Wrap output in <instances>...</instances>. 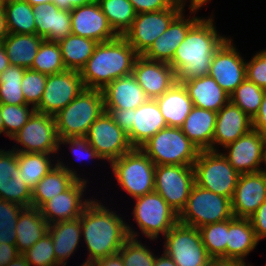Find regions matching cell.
Returning a JSON list of instances; mask_svg holds the SVG:
<instances>
[{"label":"cell","mask_w":266,"mask_h":266,"mask_svg":"<svg viewBox=\"0 0 266 266\" xmlns=\"http://www.w3.org/2000/svg\"><path fill=\"white\" fill-rule=\"evenodd\" d=\"M117 213L95 198L86 206L79 217L82 241L88 251L84 261L94 262L118 253L129 237L139 239L140 232Z\"/></svg>","instance_id":"obj_1"},{"label":"cell","mask_w":266,"mask_h":266,"mask_svg":"<svg viewBox=\"0 0 266 266\" xmlns=\"http://www.w3.org/2000/svg\"><path fill=\"white\" fill-rule=\"evenodd\" d=\"M213 18L214 14L200 17L177 47L169 63L176 74V82L209 75L214 53L228 38L219 34Z\"/></svg>","instance_id":"obj_2"},{"label":"cell","mask_w":266,"mask_h":266,"mask_svg":"<svg viewBox=\"0 0 266 266\" xmlns=\"http://www.w3.org/2000/svg\"><path fill=\"white\" fill-rule=\"evenodd\" d=\"M138 56L123 36L98 43L80 71L85 89L102 90L115 79L132 74Z\"/></svg>","instance_id":"obj_3"},{"label":"cell","mask_w":266,"mask_h":266,"mask_svg":"<svg viewBox=\"0 0 266 266\" xmlns=\"http://www.w3.org/2000/svg\"><path fill=\"white\" fill-rule=\"evenodd\" d=\"M105 111L100 89H84L54 115L59 139L84 137L91 124Z\"/></svg>","instance_id":"obj_4"},{"label":"cell","mask_w":266,"mask_h":266,"mask_svg":"<svg viewBox=\"0 0 266 266\" xmlns=\"http://www.w3.org/2000/svg\"><path fill=\"white\" fill-rule=\"evenodd\" d=\"M109 168L119 188L132 199L154 191L156 165L140 148L114 160Z\"/></svg>","instance_id":"obj_5"},{"label":"cell","mask_w":266,"mask_h":266,"mask_svg":"<svg viewBox=\"0 0 266 266\" xmlns=\"http://www.w3.org/2000/svg\"><path fill=\"white\" fill-rule=\"evenodd\" d=\"M140 149L158 165H194L199 149L180 127H166L146 141Z\"/></svg>","instance_id":"obj_6"},{"label":"cell","mask_w":266,"mask_h":266,"mask_svg":"<svg viewBox=\"0 0 266 266\" xmlns=\"http://www.w3.org/2000/svg\"><path fill=\"white\" fill-rule=\"evenodd\" d=\"M231 199L194 184L178 222L190 227L226 221L233 218Z\"/></svg>","instance_id":"obj_7"},{"label":"cell","mask_w":266,"mask_h":266,"mask_svg":"<svg viewBox=\"0 0 266 266\" xmlns=\"http://www.w3.org/2000/svg\"><path fill=\"white\" fill-rule=\"evenodd\" d=\"M193 167L197 185L232 199L240 174L220 151H199Z\"/></svg>","instance_id":"obj_8"},{"label":"cell","mask_w":266,"mask_h":266,"mask_svg":"<svg viewBox=\"0 0 266 266\" xmlns=\"http://www.w3.org/2000/svg\"><path fill=\"white\" fill-rule=\"evenodd\" d=\"M135 204L131 214L139 231L150 240L163 238L178 223V214L165 199L153 191L134 198Z\"/></svg>","instance_id":"obj_9"},{"label":"cell","mask_w":266,"mask_h":266,"mask_svg":"<svg viewBox=\"0 0 266 266\" xmlns=\"http://www.w3.org/2000/svg\"><path fill=\"white\" fill-rule=\"evenodd\" d=\"M11 140L16 141L11 149L17 153L35 152L54 156L61 150L54 116L36 111Z\"/></svg>","instance_id":"obj_10"},{"label":"cell","mask_w":266,"mask_h":266,"mask_svg":"<svg viewBox=\"0 0 266 266\" xmlns=\"http://www.w3.org/2000/svg\"><path fill=\"white\" fill-rule=\"evenodd\" d=\"M164 238V252L177 266H207L211 257L202 243L199 229L178 222Z\"/></svg>","instance_id":"obj_11"},{"label":"cell","mask_w":266,"mask_h":266,"mask_svg":"<svg viewBox=\"0 0 266 266\" xmlns=\"http://www.w3.org/2000/svg\"><path fill=\"white\" fill-rule=\"evenodd\" d=\"M195 184L193 165H158L154 191L179 215Z\"/></svg>","instance_id":"obj_12"},{"label":"cell","mask_w":266,"mask_h":266,"mask_svg":"<svg viewBox=\"0 0 266 266\" xmlns=\"http://www.w3.org/2000/svg\"><path fill=\"white\" fill-rule=\"evenodd\" d=\"M183 10L182 6L173 4L166 10L138 13L131 27L122 36L142 55Z\"/></svg>","instance_id":"obj_13"},{"label":"cell","mask_w":266,"mask_h":266,"mask_svg":"<svg viewBox=\"0 0 266 266\" xmlns=\"http://www.w3.org/2000/svg\"><path fill=\"white\" fill-rule=\"evenodd\" d=\"M85 137L102 161L106 160L108 163L133 149L128 134L114 122L112 116L106 111L91 124Z\"/></svg>","instance_id":"obj_14"},{"label":"cell","mask_w":266,"mask_h":266,"mask_svg":"<svg viewBox=\"0 0 266 266\" xmlns=\"http://www.w3.org/2000/svg\"><path fill=\"white\" fill-rule=\"evenodd\" d=\"M84 89L79 71L66 70L62 73L48 75L42 99L35 111L54 116Z\"/></svg>","instance_id":"obj_15"},{"label":"cell","mask_w":266,"mask_h":266,"mask_svg":"<svg viewBox=\"0 0 266 266\" xmlns=\"http://www.w3.org/2000/svg\"><path fill=\"white\" fill-rule=\"evenodd\" d=\"M231 37L216 50L209 76L229 95L246 79V60Z\"/></svg>","instance_id":"obj_16"},{"label":"cell","mask_w":266,"mask_h":266,"mask_svg":"<svg viewBox=\"0 0 266 266\" xmlns=\"http://www.w3.org/2000/svg\"><path fill=\"white\" fill-rule=\"evenodd\" d=\"M264 144L265 134L251 129L226 145L221 153L239 174L255 173L262 169Z\"/></svg>","instance_id":"obj_17"},{"label":"cell","mask_w":266,"mask_h":266,"mask_svg":"<svg viewBox=\"0 0 266 266\" xmlns=\"http://www.w3.org/2000/svg\"><path fill=\"white\" fill-rule=\"evenodd\" d=\"M87 182L77 180L69 189L52 197L39 208L48 224L74 220L82 215L86 206L93 200V197L84 198Z\"/></svg>","instance_id":"obj_18"},{"label":"cell","mask_w":266,"mask_h":266,"mask_svg":"<svg viewBox=\"0 0 266 266\" xmlns=\"http://www.w3.org/2000/svg\"><path fill=\"white\" fill-rule=\"evenodd\" d=\"M265 200L266 174L262 171L240 174L231 199L233 216L249 219Z\"/></svg>","instance_id":"obj_19"},{"label":"cell","mask_w":266,"mask_h":266,"mask_svg":"<svg viewBox=\"0 0 266 266\" xmlns=\"http://www.w3.org/2000/svg\"><path fill=\"white\" fill-rule=\"evenodd\" d=\"M71 14L72 34L98 43L111 41L119 35L110 26L97 1L75 7Z\"/></svg>","instance_id":"obj_20"},{"label":"cell","mask_w":266,"mask_h":266,"mask_svg":"<svg viewBox=\"0 0 266 266\" xmlns=\"http://www.w3.org/2000/svg\"><path fill=\"white\" fill-rule=\"evenodd\" d=\"M132 74L149 99H156L176 82V74L169 63L149 60L139 55Z\"/></svg>","instance_id":"obj_21"},{"label":"cell","mask_w":266,"mask_h":266,"mask_svg":"<svg viewBox=\"0 0 266 266\" xmlns=\"http://www.w3.org/2000/svg\"><path fill=\"white\" fill-rule=\"evenodd\" d=\"M184 13L185 10L171 22L164 33L155 39L151 46L142 54L143 57L165 63L172 61L177 47L186 38L190 27L200 18L195 16L196 11H190L191 14L187 17ZM193 14L194 16H191Z\"/></svg>","instance_id":"obj_22"},{"label":"cell","mask_w":266,"mask_h":266,"mask_svg":"<svg viewBox=\"0 0 266 266\" xmlns=\"http://www.w3.org/2000/svg\"><path fill=\"white\" fill-rule=\"evenodd\" d=\"M252 129V119L230 101L217 112L212 151L236 141ZM220 145V146H218Z\"/></svg>","instance_id":"obj_23"},{"label":"cell","mask_w":266,"mask_h":266,"mask_svg":"<svg viewBox=\"0 0 266 266\" xmlns=\"http://www.w3.org/2000/svg\"><path fill=\"white\" fill-rule=\"evenodd\" d=\"M57 158V164L32 189L31 207L39 209L52 197L69 189L77 180L88 181L74 167L64 164V159L60 161L61 158Z\"/></svg>","instance_id":"obj_24"},{"label":"cell","mask_w":266,"mask_h":266,"mask_svg":"<svg viewBox=\"0 0 266 266\" xmlns=\"http://www.w3.org/2000/svg\"><path fill=\"white\" fill-rule=\"evenodd\" d=\"M36 34L56 43L72 34L71 14L59 9L53 2L33 7Z\"/></svg>","instance_id":"obj_25"},{"label":"cell","mask_w":266,"mask_h":266,"mask_svg":"<svg viewBox=\"0 0 266 266\" xmlns=\"http://www.w3.org/2000/svg\"><path fill=\"white\" fill-rule=\"evenodd\" d=\"M101 91L105 109H136L149 99L133 74L115 79Z\"/></svg>","instance_id":"obj_26"},{"label":"cell","mask_w":266,"mask_h":266,"mask_svg":"<svg viewBox=\"0 0 266 266\" xmlns=\"http://www.w3.org/2000/svg\"><path fill=\"white\" fill-rule=\"evenodd\" d=\"M132 122V129L127 134L133 148H140L159 130L168 127L155 99H148L133 109Z\"/></svg>","instance_id":"obj_27"},{"label":"cell","mask_w":266,"mask_h":266,"mask_svg":"<svg viewBox=\"0 0 266 266\" xmlns=\"http://www.w3.org/2000/svg\"><path fill=\"white\" fill-rule=\"evenodd\" d=\"M181 83L185 86L194 107L218 112L230 101L229 94L209 75Z\"/></svg>","instance_id":"obj_28"},{"label":"cell","mask_w":266,"mask_h":266,"mask_svg":"<svg viewBox=\"0 0 266 266\" xmlns=\"http://www.w3.org/2000/svg\"><path fill=\"white\" fill-rule=\"evenodd\" d=\"M217 112L193 107L180 127L199 151H212Z\"/></svg>","instance_id":"obj_29"},{"label":"cell","mask_w":266,"mask_h":266,"mask_svg":"<svg viewBox=\"0 0 266 266\" xmlns=\"http://www.w3.org/2000/svg\"><path fill=\"white\" fill-rule=\"evenodd\" d=\"M47 233L53 240L56 262L66 266L82 241L80 218L49 224Z\"/></svg>","instance_id":"obj_30"},{"label":"cell","mask_w":266,"mask_h":266,"mask_svg":"<svg viewBox=\"0 0 266 266\" xmlns=\"http://www.w3.org/2000/svg\"><path fill=\"white\" fill-rule=\"evenodd\" d=\"M168 127H181L194 107L185 86L175 84L155 99Z\"/></svg>","instance_id":"obj_31"},{"label":"cell","mask_w":266,"mask_h":266,"mask_svg":"<svg viewBox=\"0 0 266 266\" xmlns=\"http://www.w3.org/2000/svg\"><path fill=\"white\" fill-rule=\"evenodd\" d=\"M258 244L250 219H228L226 258L246 262L245 258Z\"/></svg>","instance_id":"obj_32"},{"label":"cell","mask_w":266,"mask_h":266,"mask_svg":"<svg viewBox=\"0 0 266 266\" xmlns=\"http://www.w3.org/2000/svg\"><path fill=\"white\" fill-rule=\"evenodd\" d=\"M49 224L43 218L40 210L26 207L19 214L16 223V242L18 251L22 254L31 248L48 231Z\"/></svg>","instance_id":"obj_33"},{"label":"cell","mask_w":266,"mask_h":266,"mask_svg":"<svg viewBox=\"0 0 266 266\" xmlns=\"http://www.w3.org/2000/svg\"><path fill=\"white\" fill-rule=\"evenodd\" d=\"M43 40L37 34L9 33L2 44L10 65L30 69Z\"/></svg>","instance_id":"obj_34"},{"label":"cell","mask_w":266,"mask_h":266,"mask_svg":"<svg viewBox=\"0 0 266 266\" xmlns=\"http://www.w3.org/2000/svg\"><path fill=\"white\" fill-rule=\"evenodd\" d=\"M52 155L53 154L35 152L17 153V173H19L21 180H23L31 190L57 164V160H55L57 157Z\"/></svg>","instance_id":"obj_35"},{"label":"cell","mask_w":266,"mask_h":266,"mask_svg":"<svg viewBox=\"0 0 266 266\" xmlns=\"http://www.w3.org/2000/svg\"><path fill=\"white\" fill-rule=\"evenodd\" d=\"M97 44L98 42L92 39L74 34L58 42L65 68L80 72L92 56Z\"/></svg>","instance_id":"obj_36"},{"label":"cell","mask_w":266,"mask_h":266,"mask_svg":"<svg viewBox=\"0 0 266 266\" xmlns=\"http://www.w3.org/2000/svg\"><path fill=\"white\" fill-rule=\"evenodd\" d=\"M9 33L36 34L33 6L24 0L3 3Z\"/></svg>","instance_id":"obj_37"},{"label":"cell","mask_w":266,"mask_h":266,"mask_svg":"<svg viewBox=\"0 0 266 266\" xmlns=\"http://www.w3.org/2000/svg\"><path fill=\"white\" fill-rule=\"evenodd\" d=\"M110 26L122 36L132 25L137 13L129 0H96Z\"/></svg>","instance_id":"obj_38"},{"label":"cell","mask_w":266,"mask_h":266,"mask_svg":"<svg viewBox=\"0 0 266 266\" xmlns=\"http://www.w3.org/2000/svg\"><path fill=\"white\" fill-rule=\"evenodd\" d=\"M30 69L46 75L66 71L58 43L44 39Z\"/></svg>","instance_id":"obj_39"},{"label":"cell","mask_w":266,"mask_h":266,"mask_svg":"<svg viewBox=\"0 0 266 266\" xmlns=\"http://www.w3.org/2000/svg\"><path fill=\"white\" fill-rule=\"evenodd\" d=\"M25 70L23 67L10 65L0 74V103L10 105L26 104L21 88Z\"/></svg>","instance_id":"obj_40"},{"label":"cell","mask_w":266,"mask_h":266,"mask_svg":"<svg viewBox=\"0 0 266 266\" xmlns=\"http://www.w3.org/2000/svg\"><path fill=\"white\" fill-rule=\"evenodd\" d=\"M198 229L207 254L211 258H226L228 220L207 224Z\"/></svg>","instance_id":"obj_41"},{"label":"cell","mask_w":266,"mask_h":266,"mask_svg":"<svg viewBox=\"0 0 266 266\" xmlns=\"http://www.w3.org/2000/svg\"><path fill=\"white\" fill-rule=\"evenodd\" d=\"M265 90L247 78L231 93L230 102L238 106L250 118L254 117L261 106Z\"/></svg>","instance_id":"obj_42"},{"label":"cell","mask_w":266,"mask_h":266,"mask_svg":"<svg viewBox=\"0 0 266 266\" xmlns=\"http://www.w3.org/2000/svg\"><path fill=\"white\" fill-rule=\"evenodd\" d=\"M1 105V118L3 120L4 134L11 139L29 120L35 112V108L29 104Z\"/></svg>","instance_id":"obj_43"},{"label":"cell","mask_w":266,"mask_h":266,"mask_svg":"<svg viewBox=\"0 0 266 266\" xmlns=\"http://www.w3.org/2000/svg\"><path fill=\"white\" fill-rule=\"evenodd\" d=\"M124 266H154L156 254L140 239L128 238L118 252Z\"/></svg>","instance_id":"obj_44"},{"label":"cell","mask_w":266,"mask_h":266,"mask_svg":"<svg viewBox=\"0 0 266 266\" xmlns=\"http://www.w3.org/2000/svg\"><path fill=\"white\" fill-rule=\"evenodd\" d=\"M25 207L0 199V243L15 245L16 223Z\"/></svg>","instance_id":"obj_45"},{"label":"cell","mask_w":266,"mask_h":266,"mask_svg":"<svg viewBox=\"0 0 266 266\" xmlns=\"http://www.w3.org/2000/svg\"><path fill=\"white\" fill-rule=\"evenodd\" d=\"M22 255L30 266H59L56 262L53 240L48 233Z\"/></svg>","instance_id":"obj_46"},{"label":"cell","mask_w":266,"mask_h":266,"mask_svg":"<svg viewBox=\"0 0 266 266\" xmlns=\"http://www.w3.org/2000/svg\"><path fill=\"white\" fill-rule=\"evenodd\" d=\"M46 74L26 69L21 81L22 93L26 104L36 108L43 96L47 82Z\"/></svg>","instance_id":"obj_47"},{"label":"cell","mask_w":266,"mask_h":266,"mask_svg":"<svg viewBox=\"0 0 266 266\" xmlns=\"http://www.w3.org/2000/svg\"><path fill=\"white\" fill-rule=\"evenodd\" d=\"M0 199L18 204L25 208L31 207L32 190L21 180L19 173H16L4 186V192H0Z\"/></svg>","instance_id":"obj_48"},{"label":"cell","mask_w":266,"mask_h":266,"mask_svg":"<svg viewBox=\"0 0 266 266\" xmlns=\"http://www.w3.org/2000/svg\"><path fill=\"white\" fill-rule=\"evenodd\" d=\"M246 78L266 90V49H262L246 60Z\"/></svg>","instance_id":"obj_49"},{"label":"cell","mask_w":266,"mask_h":266,"mask_svg":"<svg viewBox=\"0 0 266 266\" xmlns=\"http://www.w3.org/2000/svg\"><path fill=\"white\" fill-rule=\"evenodd\" d=\"M65 145L66 147L69 145L72 155H75V158L79 160L84 159H95L102 160L96 150L89 144L87 138L84 137H70L66 139H59V146ZM80 161V162H81Z\"/></svg>","instance_id":"obj_50"},{"label":"cell","mask_w":266,"mask_h":266,"mask_svg":"<svg viewBox=\"0 0 266 266\" xmlns=\"http://www.w3.org/2000/svg\"><path fill=\"white\" fill-rule=\"evenodd\" d=\"M18 172L17 152L14 150L0 149V192L9 179Z\"/></svg>","instance_id":"obj_51"},{"label":"cell","mask_w":266,"mask_h":266,"mask_svg":"<svg viewBox=\"0 0 266 266\" xmlns=\"http://www.w3.org/2000/svg\"><path fill=\"white\" fill-rule=\"evenodd\" d=\"M136 13H147L166 10L174 3L172 0H129Z\"/></svg>","instance_id":"obj_52"},{"label":"cell","mask_w":266,"mask_h":266,"mask_svg":"<svg viewBox=\"0 0 266 266\" xmlns=\"http://www.w3.org/2000/svg\"><path fill=\"white\" fill-rule=\"evenodd\" d=\"M258 241L266 238V200L249 218Z\"/></svg>","instance_id":"obj_53"},{"label":"cell","mask_w":266,"mask_h":266,"mask_svg":"<svg viewBox=\"0 0 266 266\" xmlns=\"http://www.w3.org/2000/svg\"><path fill=\"white\" fill-rule=\"evenodd\" d=\"M108 112L114 122L126 133H128L133 126V109H105Z\"/></svg>","instance_id":"obj_54"},{"label":"cell","mask_w":266,"mask_h":266,"mask_svg":"<svg viewBox=\"0 0 266 266\" xmlns=\"http://www.w3.org/2000/svg\"><path fill=\"white\" fill-rule=\"evenodd\" d=\"M252 119V129L266 134V90L263 95L261 106Z\"/></svg>","instance_id":"obj_55"},{"label":"cell","mask_w":266,"mask_h":266,"mask_svg":"<svg viewBox=\"0 0 266 266\" xmlns=\"http://www.w3.org/2000/svg\"><path fill=\"white\" fill-rule=\"evenodd\" d=\"M19 255H21V253L18 251L16 245L0 243V266H6Z\"/></svg>","instance_id":"obj_56"},{"label":"cell","mask_w":266,"mask_h":266,"mask_svg":"<svg viewBox=\"0 0 266 266\" xmlns=\"http://www.w3.org/2000/svg\"><path fill=\"white\" fill-rule=\"evenodd\" d=\"M96 0H53L52 2L62 10L72 11L75 7H80L95 2Z\"/></svg>","instance_id":"obj_57"},{"label":"cell","mask_w":266,"mask_h":266,"mask_svg":"<svg viewBox=\"0 0 266 266\" xmlns=\"http://www.w3.org/2000/svg\"><path fill=\"white\" fill-rule=\"evenodd\" d=\"M207 266H252L249 263L228 258H210Z\"/></svg>","instance_id":"obj_58"},{"label":"cell","mask_w":266,"mask_h":266,"mask_svg":"<svg viewBox=\"0 0 266 266\" xmlns=\"http://www.w3.org/2000/svg\"><path fill=\"white\" fill-rule=\"evenodd\" d=\"M94 266H124L119 253L97 259L93 262Z\"/></svg>","instance_id":"obj_59"},{"label":"cell","mask_w":266,"mask_h":266,"mask_svg":"<svg viewBox=\"0 0 266 266\" xmlns=\"http://www.w3.org/2000/svg\"><path fill=\"white\" fill-rule=\"evenodd\" d=\"M8 34L6 13L2 4H0V44L3 43Z\"/></svg>","instance_id":"obj_60"},{"label":"cell","mask_w":266,"mask_h":266,"mask_svg":"<svg viewBox=\"0 0 266 266\" xmlns=\"http://www.w3.org/2000/svg\"><path fill=\"white\" fill-rule=\"evenodd\" d=\"M163 254L157 255L154 261V266H177L175 262L164 252Z\"/></svg>","instance_id":"obj_61"},{"label":"cell","mask_w":266,"mask_h":266,"mask_svg":"<svg viewBox=\"0 0 266 266\" xmlns=\"http://www.w3.org/2000/svg\"><path fill=\"white\" fill-rule=\"evenodd\" d=\"M10 66L9 58L3 44H0V74Z\"/></svg>","instance_id":"obj_62"},{"label":"cell","mask_w":266,"mask_h":266,"mask_svg":"<svg viewBox=\"0 0 266 266\" xmlns=\"http://www.w3.org/2000/svg\"><path fill=\"white\" fill-rule=\"evenodd\" d=\"M211 0H190L189 2V12L190 11H196L198 12V10H201V8L203 6H206V4L209 2L210 3Z\"/></svg>","instance_id":"obj_63"},{"label":"cell","mask_w":266,"mask_h":266,"mask_svg":"<svg viewBox=\"0 0 266 266\" xmlns=\"http://www.w3.org/2000/svg\"><path fill=\"white\" fill-rule=\"evenodd\" d=\"M6 266H30L25 257L21 254L13 261L9 262Z\"/></svg>","instance_id":"obj_64"},{"label":"cell","mask_w":266,"mask_h":266,"mask_svg":"<svg viewBox=\"0 0 266 266\" xmlns=\"http://www.w3.org/2000/svg\"><path fill=\"white\" fill-rule=\"evenodd\" d=\"M28 2L31 6L35 7L37 5H45L47 3H51L53 0H24Z\"/></svg>","instance_id":"obj_65"},{"label":"cell","mask_w":266,"mask_h":266,"mask_svg":"<svg viewBox=\"0 0 266 266\" xmlns=\"http://www.w3.org/2000/svg\"><path fill=\"white\" fill-rule=\"evenodd\" d=\"M263 163L265 165V169L262 168L261 171L266 174V134H265V144H264V154H263Z\"/></svg>","instance_id":"obj_66"},{"label":"cell","mask_w":266,"mask_h":266,"mask_svg":"<svg viewBox=\"0 0 266 266\" xmlns=\"http://www.w3.org/2000/svg\"><path fill=\"white\" fill-rule=\"evenodd\" d=\"M172 1H173L174 4L182 6L183 8H185L186 3H188L187 0H172Z\"/></svg>","instance_id":"obj_67"},{"label":"cell","mask_w":266,"mask_h":266,"mask_svg":"<svg viewBox=\"0 0 266 266\" xmlns=\"http://www.w3.org/2000/svg\"><path fill=\"white\" fill-rule=\"evenodd\" d=\"M4 133L3 120L1 118V105H0V135Z\"/></svg>","instance_id":"obj_68"},{"label":"cell","mask_w":266,"mask_h":266,"mask_svg":"<svg viewBox=\"0 0 266 266\" xmlns=\"http://www.w3.org/2000/svg\"><path fill=\"white\" fill-rule=\"evenodd\" d=\"M80 266H94L93 262L84 261Z\"/></svg>","instance_id":"obj_69"},{"label":"cell","mask_w":266,"mask_h":266,"mask_svg":"<svg viewBox=\"0 0 266 266\" xmlns=\"http://www.w3.org/2000/svg\"><path fill=\"white\" fill-rule=\"evenodd\" d=\"M10 1H17V0H0V4L7 3V2H10Z\"/></svg>","instance_id":"obj_70"}]
</instances>
